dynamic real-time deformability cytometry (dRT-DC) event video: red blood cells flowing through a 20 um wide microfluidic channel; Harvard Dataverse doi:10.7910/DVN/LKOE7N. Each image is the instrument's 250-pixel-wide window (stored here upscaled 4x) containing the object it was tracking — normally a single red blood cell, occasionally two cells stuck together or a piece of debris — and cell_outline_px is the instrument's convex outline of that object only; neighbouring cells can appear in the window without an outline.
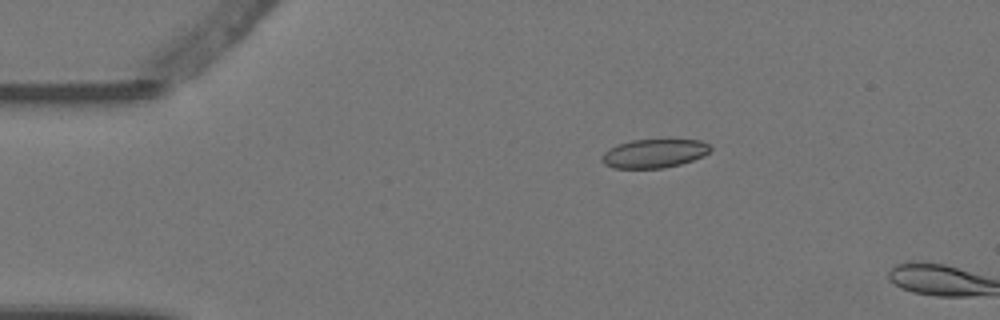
{"species": "Egyptian fruit bat (a non-hibernating species)", "species_latin": "Rousettus aegyptiacus", "temperature_condition": "warm", "stored_images_in_passage": 2, "camera_frame_rate_fps": 3000, "um_per_image_px": 0.085, "animal": {"sex": "female"}, "frame": {"image": 1, "passage_image": 1, "time_ms": 0.0, "image_size_px": [1000, 320], "cell_outline_px": [[712, 148], [704, 156], [680, 164], [664, 168], [612, 168], [604, 164], [600, 160], [600, 156], [604, 152], [616, 144], [632, 140], [700, 140], [708, 144]], "centroid_in_image_um": [55.56, 13.05], "position_along_channel_um": 29.4, "area_um2": 18.21}}